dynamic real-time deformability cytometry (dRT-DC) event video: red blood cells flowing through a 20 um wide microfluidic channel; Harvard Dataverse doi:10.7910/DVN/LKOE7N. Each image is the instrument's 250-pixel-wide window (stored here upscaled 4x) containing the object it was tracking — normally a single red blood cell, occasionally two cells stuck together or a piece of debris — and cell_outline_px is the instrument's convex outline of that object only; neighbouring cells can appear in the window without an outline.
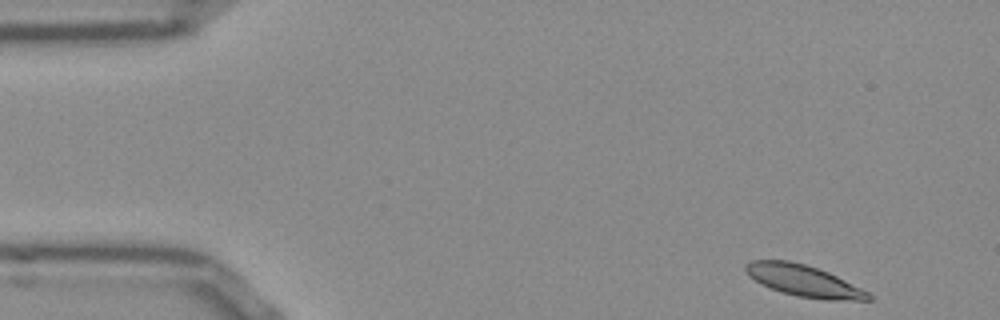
{"species": "Egyptian fruit bat (a non-hibernating species)", "species_latin": "Rousettus aegyptiacus", "temperature_condition": "room temperature", "stored_images_in_passage": 49, "camera_frame_rate_fps": 3000, "um_per_image_px": 0.085, "frame": {"image": 1, "passage_image": 1, "time_ms": 0.0, "image_size_px": [1000, 320], "cell_outline_px": [[872, 300], [824, 300], [796, 296], [780, 292], [760, 284], [748, 276], [744, 268], [744, 264], [752, 260], [788, 260], [804, 264], [828, 272], [868, 292], [872, 296]], "centroid_in_image_um": [68.26, 23.87], "position_along_channel_um": 16.7, "area_um2": 22.54}}
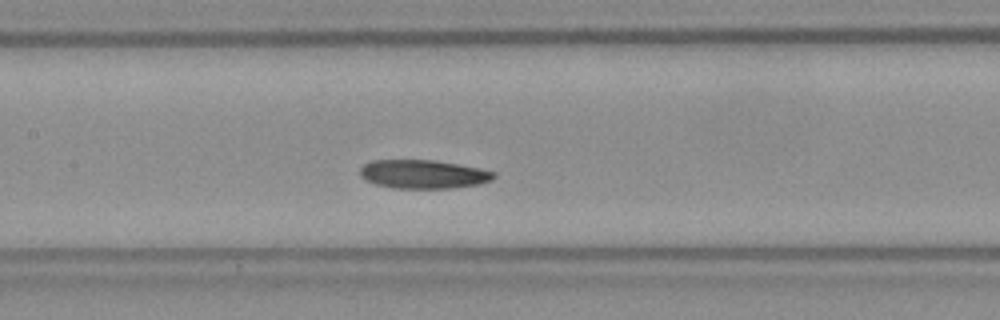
{"frame": {"image": 2, "passage_image": 21, "time_ms": 6.667, "image_size_px": [1000, 320], "cell_outline_px": [[496, 176], [492, 180], [480, 184], [452, 188], [392, 188], [376, 184], [364, 180], [360, 176], [360, 168], [364, 164], [372, 160], [432, 160], [480, 168], [496, 172]], "centroid_in_image_um": [35.97, 14.81], "position_along_channel_um": 171.4, "area_um2": 22.43}}
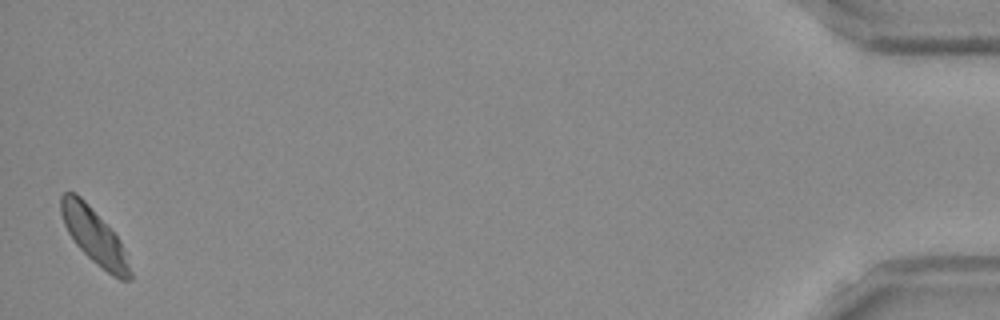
{"frame": {"image": 3, "passage_image": 49, "time_ms": 16.0, "image_size_px": [1000, 320], "cell_outline_px": [[132, 280], [120, 280], [112, 276], [96, 264], [76, 244], [68, 232], [64, 224], [60, 212], [60, 196], [64, 192], [76, 192], [88, 204], [120, 240], [132, 272]], "centroid_in_image_um": [8.0, 20.08], "position_along_channel_um": 427.2, "area_um2": 21.96}, "authors_computed_cell_mechanics": {"area_um2": 22.7154, "velocity_mm_per_s": 3.7688, "shape_relaxation_time_tau1_ms": 10.7646, "shape_relaxation_time_tau2_ms": 8.3891, "deformation_change_tau1": 0.164, "deformation_change_tau2": 0.1307}}